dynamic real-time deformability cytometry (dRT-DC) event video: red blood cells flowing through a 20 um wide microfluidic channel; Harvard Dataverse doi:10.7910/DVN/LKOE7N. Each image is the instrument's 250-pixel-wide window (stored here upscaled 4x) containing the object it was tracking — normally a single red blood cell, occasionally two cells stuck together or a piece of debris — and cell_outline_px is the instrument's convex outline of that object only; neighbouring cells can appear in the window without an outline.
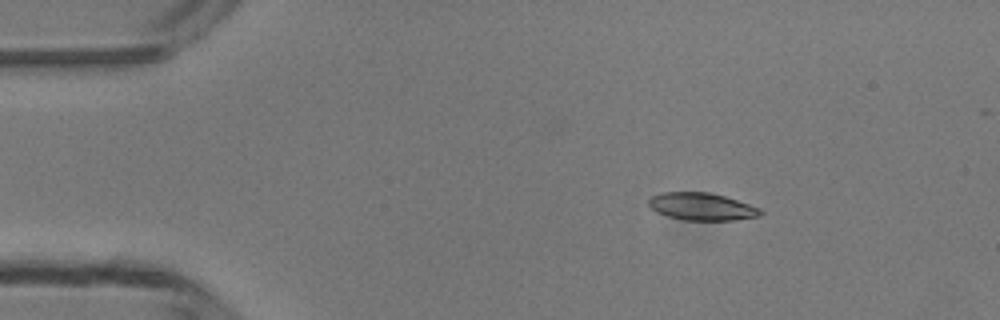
{"species": "common noctule bat (a hibernating species)", "species_latin": "Nyctalus noctula", "temperature_condition": "room temperature", "stored_images_in_passage": 5, "camera_frame_rate_fps": 3000, "um_per_image_px": 0.085, "animal": {"sex": "male", "body_mass_g": 13.3}, "frame": {"image": 1, "passage_image": 1, "time_ms": 0.0, "image_size_px": [1000, 320], "cell_outline_px": [[764, 212], [760, 216], [736, 220], [684, 220], [668, 216], [656, 212], [648, 204], [648, 200], [652, 196], [660, 192], [708, 192], [724, 196], [760, 208]], "centroid_in_image_um": [59.65, 17.56], "position_along_channel_um": 25.4, "area_um2": 17.86}}
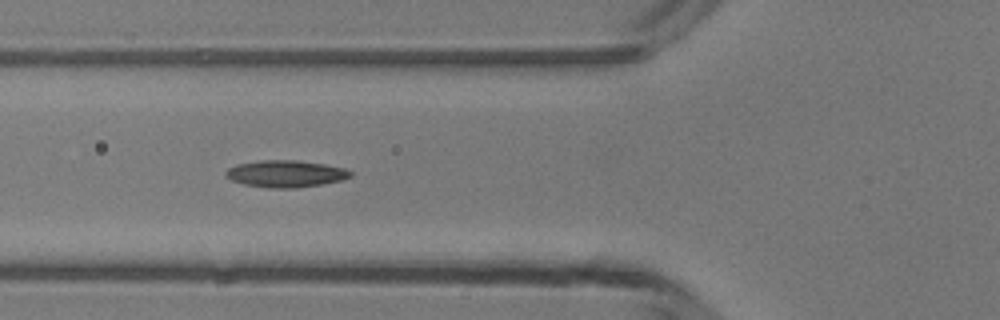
{"frame": {"image": 2, "passage_image": 4, "time_ms": 3.333, "image_size_px": [1000, 320], "cell_outline_px": [[352, 176], [340, 180], [320, 184], [296, 188], [268, 188], [244, 184], [232, 180], [224, 176], [224, 172], [228, 168], [236, 164], [260, 160], [296, 160], [324, 164], [344, 168], [352, 172]], "centroid_in_image_um": [24.23, 14.76], "position_along_channel_um": 101.6, "area_um2": 19.54}}
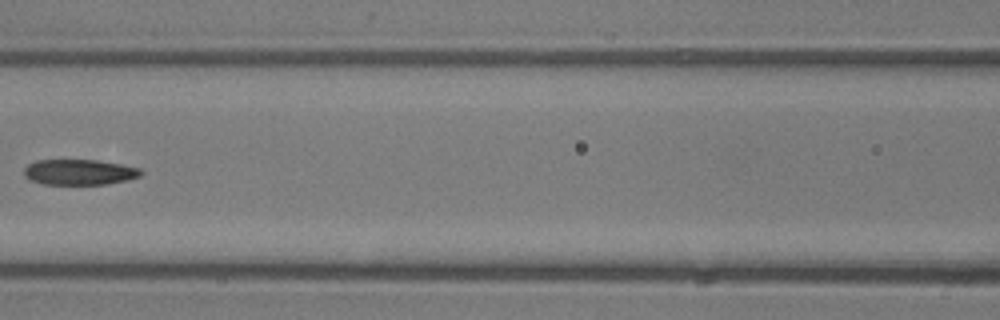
{"frame": {"image": 3, "passage_image": 5, "time_ms": 4.667, "image_size_px": [1000, 320], "cell_outline_px": [[144, 172], [140, 176], [128, 180], [108, 184], [44, 184], [28, 180], [24, 176], [24, 168], [28, 164], [36, 160], [96, 160], [120, 164], [140, 168]], "centroid_in_image_um": [6.74, 14.63], "position_along_channel_um": 159.9, "area_um2": 17.51}}